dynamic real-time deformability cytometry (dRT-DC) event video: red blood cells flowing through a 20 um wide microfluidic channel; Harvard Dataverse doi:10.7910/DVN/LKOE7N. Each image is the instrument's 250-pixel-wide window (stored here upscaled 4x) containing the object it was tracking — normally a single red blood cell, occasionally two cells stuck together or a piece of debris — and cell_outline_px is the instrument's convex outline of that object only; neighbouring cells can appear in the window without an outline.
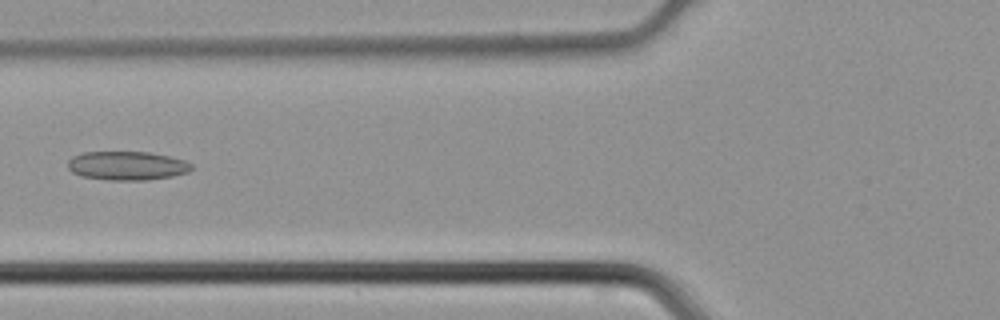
{"species": "common noctule bat (a hibernating species)", "species_latin": "Nyctalus noctula", "temperature_condition": "cold", "stored_images_in_passage": 34, "camera_frame_rate_fps": 3000, "um_per_image_px": 0.085, "animal": {"sex": "male", "body_mass_g": 21.5, "forearm_length_mm": 52.0}, "frame": {"image": 1, "passage_image": 7, "time_ms": 2.0, "image_size_px": [1000, 320], "cell_outline_px": [[192, 168], [188, 172], [172, 176], [148, 180], [108, 180], [80, 176], [72, 172], [68, 168], [68, 160], [72, 156], [84, 152], [148, 152], [168, 156], [184, 160], [192, 164]], "centroid_in_image_um": [10.78, 14.09], "position_along_channel_um": 115.0, "area_um2": 20.81}}
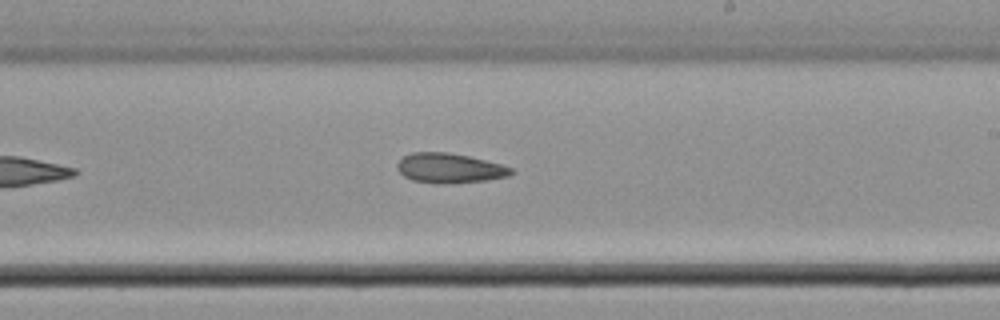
{"frame": {"image": 2, "passage_image": 16, "time_ms": 5.0, "image_size_px": [1000, 320], "cell_outline_px": [[516, 172], [508, 176], [488, 180], [444, 184], [436, 184], [412, 180], [404, 176], [396, 168], [396, 164], [404, 156], [412, 152], [448, 152], [468, 156], [500, 164], [512, 168]], "centroid_in_image_um": [38.2, 14.3], "position_along_channel_um": 250.8, "area_um2": 19.83}}
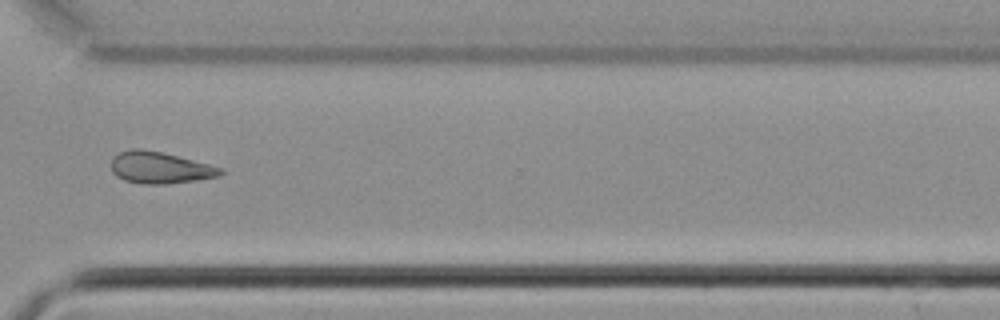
{"frame": {"image": 3, "passage_image": 23, "time_ms": 7.333, "image_size_px": [1000, 320], "cell_outline_px": [[224, 172], [220, 176], [196, 180], [164, 184], [144, 184], [124, 180], [116, 176], [112, 172], [112, 156], [120, 152], [132, 148], [140, 148], [160, 152], [224, 168]], "centroid_in_image_um": [13.58, 14.25], "position_along_channel_um": 357.0, "area_um2": 20.06}}